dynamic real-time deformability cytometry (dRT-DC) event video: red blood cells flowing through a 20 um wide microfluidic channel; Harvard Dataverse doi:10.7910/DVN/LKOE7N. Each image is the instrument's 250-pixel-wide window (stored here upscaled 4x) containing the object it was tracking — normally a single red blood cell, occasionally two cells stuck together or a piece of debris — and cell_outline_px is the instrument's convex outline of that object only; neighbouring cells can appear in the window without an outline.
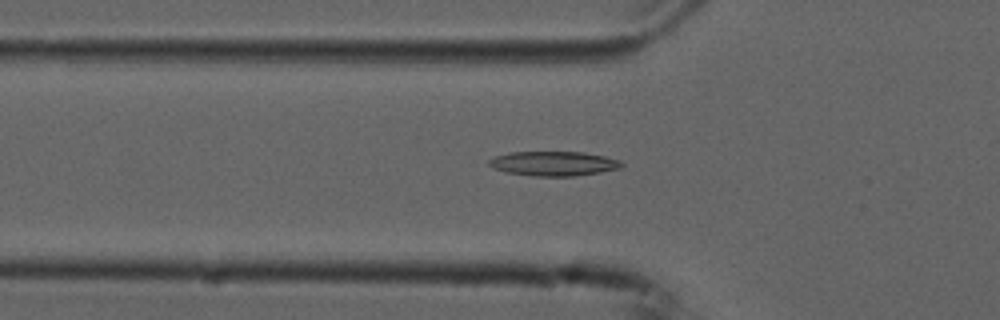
{"species": "common noctule bat (a hibernating species)", "species_latin": "Nyctalus noctula", "temperature_condition": "cold", "stored_images_in_passage": 48, "camera_frame_rate_fps": 3000, "um_per_image_px": 0.085, "animal": {"sex": "male", "forearm_length_mm": 52.5}, "frame": {"image": 1, "passage_image": 12, "time_ms": 3.667, "image_size_px": [1000, 320], "cell_outline_px": [[624, 168], [600, 172], [572, 176], [532, 176], [504, 172], [492, 168], [488, 164], [488, 160], [496, 156], [508, 152], [584, 152], [604, 156], [620, 160], [624, 164]], "centroid_in_image_um": [47.06, 13.9], "position_along_channel_um": 78.7, "area_um2": 19.13}}
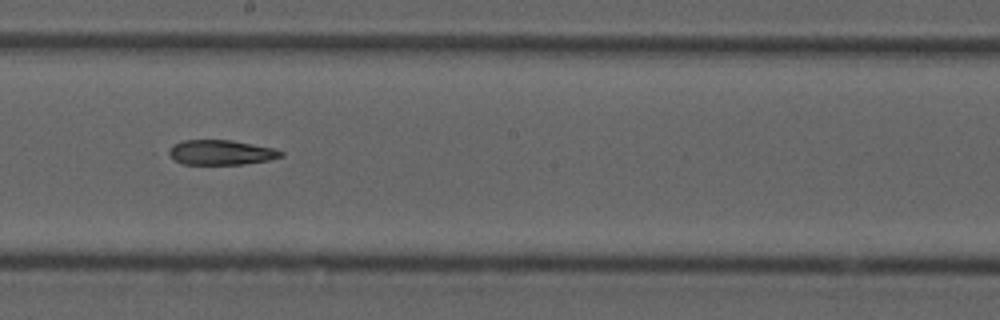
{"frame": {"image": 2, "passage_image": 24, "time_ms": 7.667, "image_size_px": [1000, 320], "cell_outline_px": [[284, 156], [268, 160], [244, 164], [184, 164], [176, 160], [164, 152], [176, 144], [184, 140], [232, 140], [272, 148], [284, 152]], "centroid_in_image_um": [18.78, 12.96], "position_along_channel_um": 229.4, "area_um2": 16.13}}
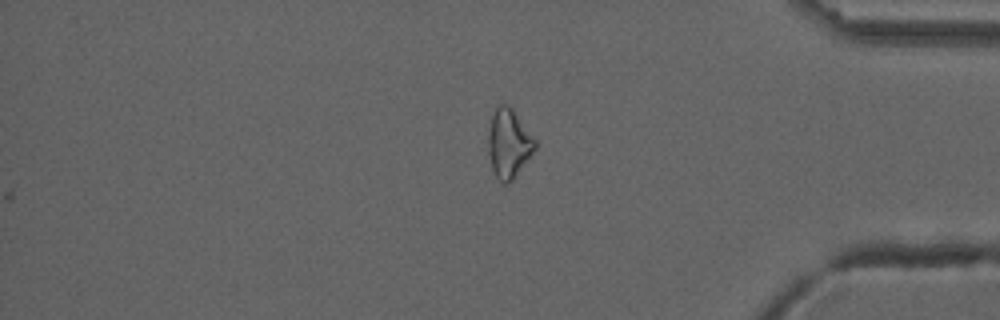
{"frame": {"image": 3, "passage_image": 39, "time_ms": 12.667, "image_size_px": [1000, 320], "cell_outline_px": [[536, 148], [512, 180], [508, 184], [504, 184], [496, 176], [492, 168], [488, 152], [488, 132], [492, 116], [496, 108], [500, 104], [508, 104], [512, 108], [536, 140]], "centroid_in_image_um": [43.23, 12.19], "position_along_channel_um": 392.0, "area_um2": 18.55}}